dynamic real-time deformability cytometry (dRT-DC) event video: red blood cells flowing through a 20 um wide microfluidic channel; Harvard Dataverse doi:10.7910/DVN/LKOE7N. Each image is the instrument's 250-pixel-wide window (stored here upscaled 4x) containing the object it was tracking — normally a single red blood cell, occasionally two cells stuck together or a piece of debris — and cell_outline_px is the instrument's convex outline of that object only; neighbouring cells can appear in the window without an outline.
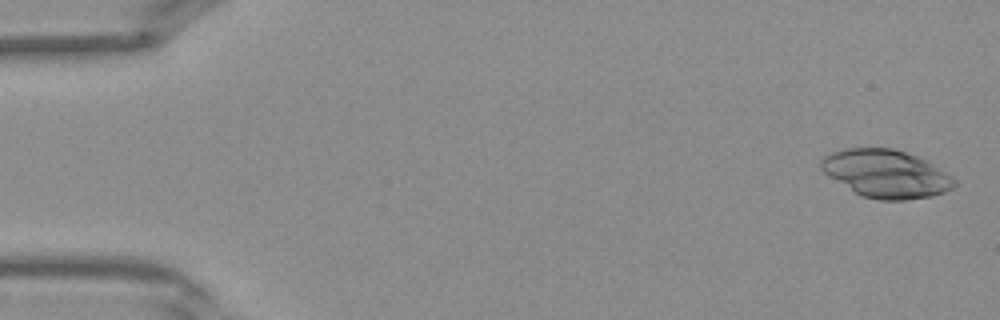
{"species": "Egyptian fruit bat (a non-hibernating species)", "species_latin": "Rousettus aegyptiacus", "temperature_condition": "warm", "stored_images_in_passage": 40, "camera_frame_rate_fps": 3000, "um_per_image_px": 0.085, "frame": {"image": 1, "passage_image": 1, "time_ms": 0.0, "image_size_px": [1000, 320], "cell_outline_px": [[956, 184], [952, 188], [944, 192], [932, 196], [904, 200], [880, 200], [860, 196], [828, 176], [820, 168], [820, 160], [824, 156], [832, 152], [844, 148], [892, 148], [916, 156], [932, 164], [952, 176], [956, 180]], "centroid_in_image_um": [75.29, 14.77], "position_along_channel_um": 9.7, "area_um2": 37.11}}
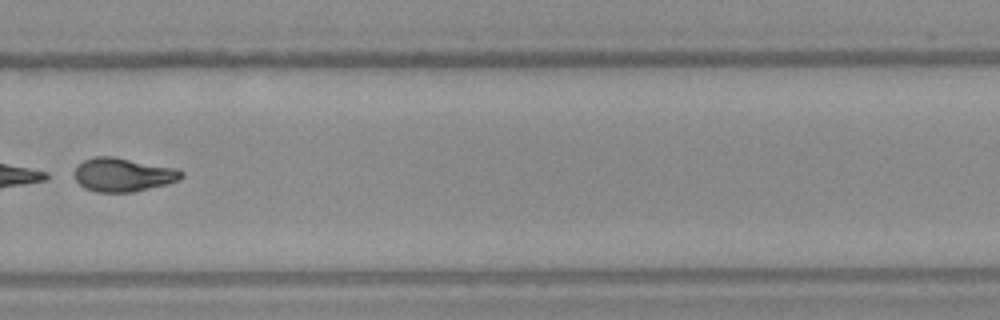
{"frame": {"image": 2, "passage_image": 28, "time_ms": 9.0, "image_size_px": [1000, 320], "cell_outline_px": [[184, 176], [168, 184], [132, 192], [96, 192], [84, 188], [72, 176], [72, 172], [76, 164], [84, 160], [96, 156], [112, 156], [176, 168], [184, 172]], "centroid_in_image_um": [10.4, 14.85], "position_along_channel_um": 319.4, "area_um2": 21.21}}